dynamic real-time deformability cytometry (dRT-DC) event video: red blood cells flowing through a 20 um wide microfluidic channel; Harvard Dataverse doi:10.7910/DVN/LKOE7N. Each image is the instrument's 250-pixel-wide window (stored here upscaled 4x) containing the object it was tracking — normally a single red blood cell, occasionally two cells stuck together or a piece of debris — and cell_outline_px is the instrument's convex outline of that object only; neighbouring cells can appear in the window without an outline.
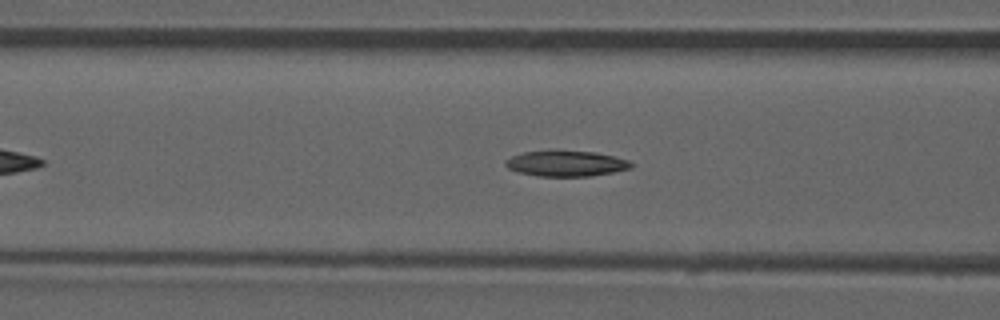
{"species": "common noctule bat (a hibernating species)", "species_latin": "Nyctalus noctula", "temperature_condition": "room temperature", "stored_images_in_passage": 42, "camera_frame_rate_fps": 3000, "um_per_image_px": 0.085, "animal": {"sex": "male", "forearm_length_mm": 52.5}, "frame": {"image": 1, "passage_image": 13, "time_ms": 4.0, "image_size_px": [1000, 320], "cell_outline_px": [[632, 168], [612, 172], [588, 176], [536, 176], [516, 172], [508, 168], [504, 164], [504, 160], [512, 156], [524, 152], [596, 152], [628, 160], [632, 164]], "centroid_in_image_um": [48.08, 13.92], "position_along_channel_um": 118.5, "area_um2": 18.32}, "authors_computed_cell_mechanics": {"area_um2": 18.6116, "velocity_mm_per_s": 3.9105, "shape_relaxation_time_tau1_ms": null, "shape_relaxation_time_tau2_ms": 3.8183, "deformation_change_tau1": null, "deformation_change_tau2": 0.1039}}